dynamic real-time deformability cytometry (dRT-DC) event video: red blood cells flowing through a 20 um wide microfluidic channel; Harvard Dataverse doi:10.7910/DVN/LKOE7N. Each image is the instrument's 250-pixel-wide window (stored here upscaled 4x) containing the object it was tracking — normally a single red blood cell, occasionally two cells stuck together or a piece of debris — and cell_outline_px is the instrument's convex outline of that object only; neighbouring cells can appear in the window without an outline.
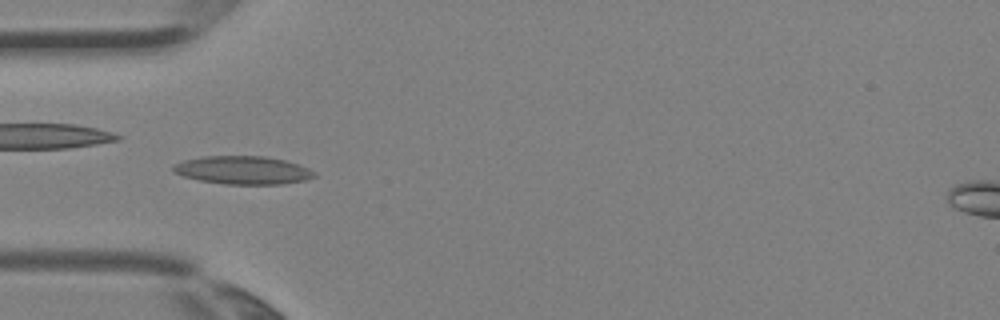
{"species": "Egyptian fruit bat (a non-hibernating species)", "species_latin": "Rousettus aegyptiacus", "temperature_condition": "room temperature", "stored_images_in_passage": 4, "camera_frame_rate_fps": 3000, "um_per_image_px": 0.085, "animal": {"sex": "female"}, "frame": {"image": 1, "passage_image": 3, "time_ms": 0.667, "image_size_px": [1000, 320], "cell_outline_px": [[316, 176], [304, 180], [280, 184], [224, 184], [200, 180], [184, 176], [172, 172], [172, 164], [184, 160], [204, 156], [264, 156], [284, 160], [300, 164], [316, 172]], "centroid_in_image_um": [20.63, 14.46], "position_along_channel_um": 64.4, "area_um2": 23.18}}
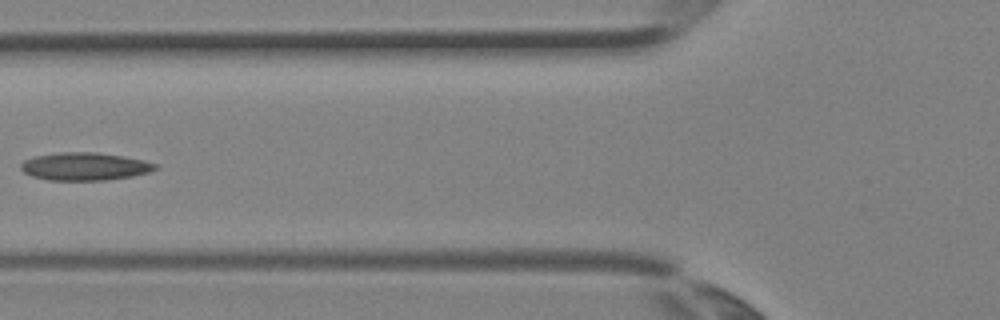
{"frame": {"image": 2, "passage_image": 4, "time_ms": 1.0, "image_size_px": [1000, 320], "cell_outline_px": [[160, 168], [148, 172], [132, 176], [104, 180], [48, 180], [32, 176], [24, 172], [20, 168], [20, 164], [24, 160], [36, 156], [60, 152], [96, 152], [124, 156], [144, 160], [160, 164]], "centroid_in_image_um": [7.24, 14.14], "position_along_channel_um": 118.6, "area_um2": 21.91}}